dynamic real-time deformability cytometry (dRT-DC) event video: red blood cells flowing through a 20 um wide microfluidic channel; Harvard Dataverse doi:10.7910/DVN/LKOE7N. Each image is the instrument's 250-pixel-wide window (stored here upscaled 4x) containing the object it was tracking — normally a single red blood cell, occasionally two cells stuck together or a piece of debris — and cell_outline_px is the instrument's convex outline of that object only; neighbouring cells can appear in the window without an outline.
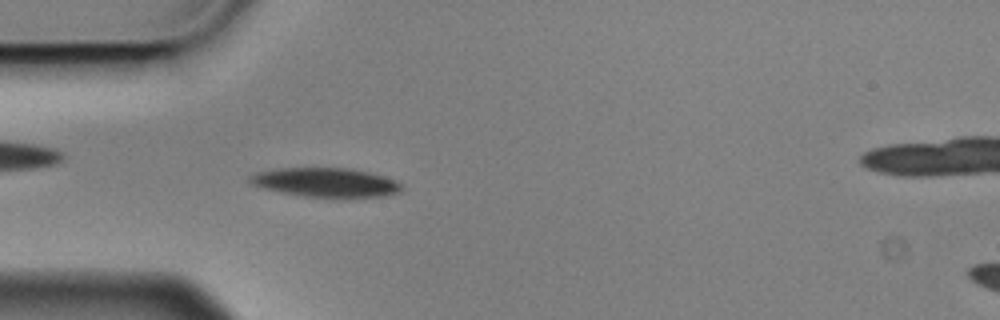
{"species": "Egyptian fruit bat (a non-hibernating species)", "species_latin": "Rousettus aegyptiacus", "temperature_condition": "cold", "stored_images_in_passage": 3, "camera_frame_rate_fps": 3000, "um_per_image_px": 0.085, "animal": {"sex": "male"}, "frame": {"image": 1, "passage_image": 2, "time_ms": 0.333, "image_size_px": [1000, 320], "cell_outline_px": [[404, 192], [384, 196], [304, 196], [264, 188], [252, 184], [248, 180], [248, 176], [256, 172], [276, 168], [352, 168], [384, 176], [396, 180], [404, 188]], "centroid_in_image_um": [27.72, 15.48], "position_along_channel_um": 57.3, "area_um2": 25.49}}